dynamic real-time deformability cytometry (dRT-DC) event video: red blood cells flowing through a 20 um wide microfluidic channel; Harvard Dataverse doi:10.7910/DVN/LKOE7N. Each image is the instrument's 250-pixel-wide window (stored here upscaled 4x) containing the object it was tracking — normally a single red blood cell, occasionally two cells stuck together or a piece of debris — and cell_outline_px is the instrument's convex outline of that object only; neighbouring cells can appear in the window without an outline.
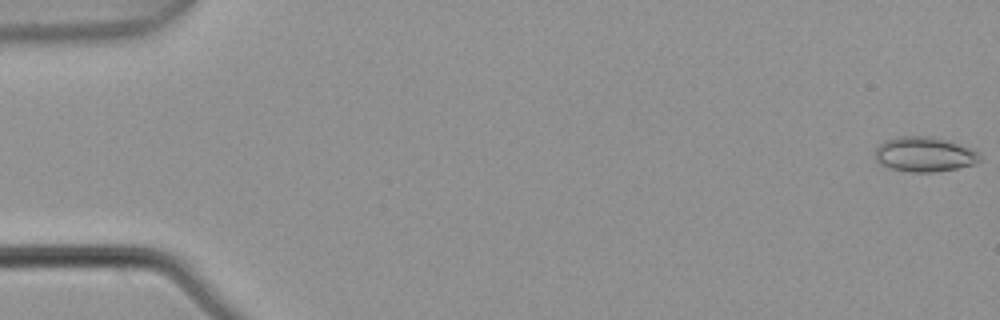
{"species": "common noctule bat (a hibernating species)", "species_latin": "Nyctalus noctula", "temperature_condition": "warm", "stored_images_in_passage": 6, "camera_frame_rate_fps": 3000, "um_per_image_px": 0.085, "animal": {"sex": "male", "body_mass_g": 21.5, "forearm_length_mm": 52.0}, "frame": {"image": 1, "passage_image": 1, "time_ms": 0.0, "image_size_px": [1000, 320], "cell_outline_px": [[980, 160], [972, 164], [956, 168], [932, 172], [908, 172], [892, 168], [880, 164], [876, 160], [872, 152], [876, 144], [884, 140], [900, 136], [932, 136], [948, 140], [980, 152]], "centroid_in_image_um": [78.5, 13.1], "position_along_channel_um": 6.5, "area_um2": 21.5}}
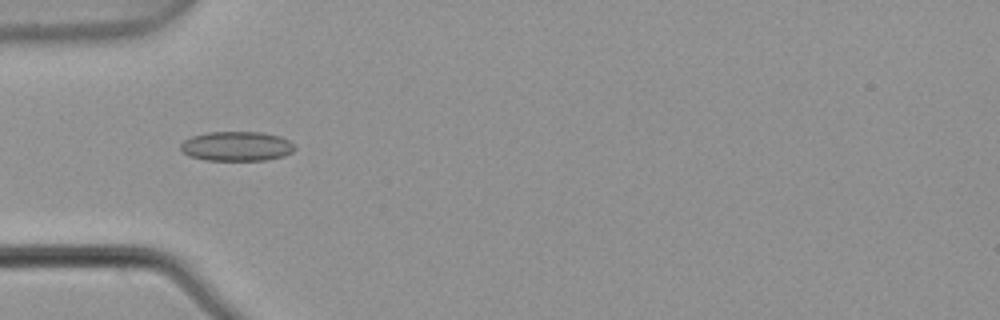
{"frame": {"image": 2, "passage_image": 5, "time_ms": 1.333, "image_size_px": [1000, 320], "cell_outline_px": [[296, 148], [292, 152], [284, 156], [264, 160], [204, 160], [188, 156], [180, 148], [180, 144], [184, 140], [192, 136], [208, 132], [260, 132], [280, 136], [296, 144]], "centroid_in_image_um": [20.13, 12.43], "position_along_channel_um": 64.9, "area_um2": 19.77}}
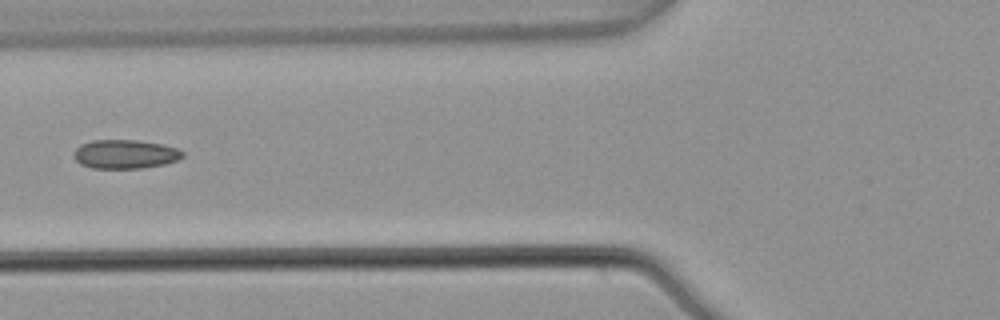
{"frame": {"image": 3, "passage_image": 6, "time_ms": 1.667, "image_size_px": [1000, 320], "cell_outline_px": [[184, 156], [176, 160], [164, 164], [140, 168], [92, 168], [80, 164], [72, 156], [76, 148], [80, 144], [92, 140], [136, 140], [164, 144], [176, 148], [184, 152]], "centroid_in_image_um": [10.61, 13.09], "position_along_channel_um": 115.2, "area_um2": 18.38}}